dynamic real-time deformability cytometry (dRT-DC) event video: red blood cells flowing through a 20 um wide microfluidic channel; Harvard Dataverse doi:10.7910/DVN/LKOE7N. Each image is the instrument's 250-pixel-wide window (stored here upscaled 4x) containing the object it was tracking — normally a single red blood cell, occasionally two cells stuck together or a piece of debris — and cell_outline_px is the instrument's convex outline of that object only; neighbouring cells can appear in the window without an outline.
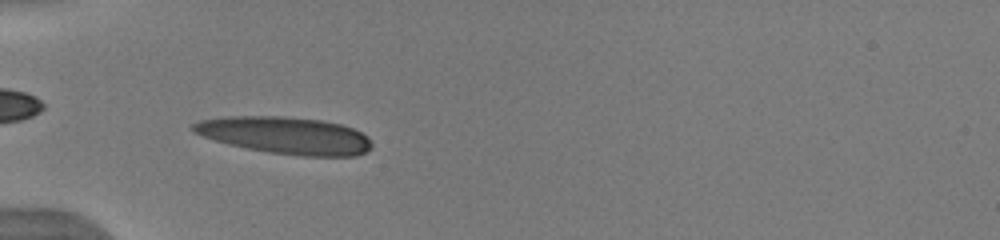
{"species": "human", "species_latin": "Homo sapiens", "temperature_condition": "warm", "stored_images_in_passage": 50, "camera_frame_rate_fps": 3000, "um_per_image_px": 0.085, "donor": {"sex": "male"}, "frame": {"image": 1, "passage_image": 15, "time_ms": 4.667, "image_size_px": [1000, 240], "cell_outline_px": [[372, 148], [356, 156], [304, 156], [272, 152], [248, 148], [216, 140], [192, 132], [188, 128], [192, 124], [200, 120], [228, 116], [284, 116], [320, 120], [340, 124], [352, 128], [368, 136], [372, 144]], "centroid_in_image_um": [24.26, 11.49], "position_along_channel_um": 60.7, "area_um2": 38.38}}
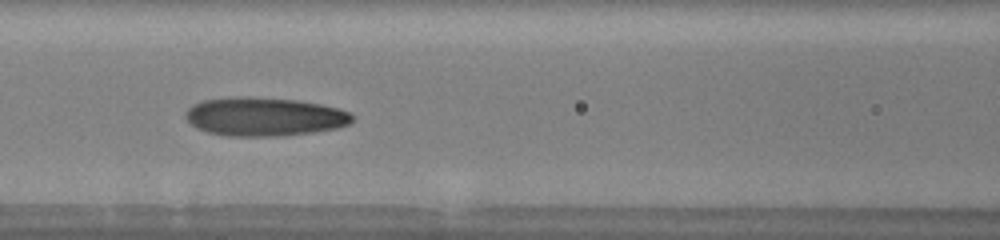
{"frame": {"image": 2, "passage_image": 22, "time_ms": 7.0, "image_size_px": [1000, 240], "cell_outline_px": [[356, 116], [348, 124], [336, 128], [312, 132], [284, 136], [228, 136], [208, 132], [196, 128], [184, 116], [184, 112], [192, 104], [204, 100], [228, 96], [252, 96], [296, 100], [320, 104], [340, 108], [352, 112]], "centroid_in_image_um": [22.47, 9.9], "position_along_channel_um": 144.1, "area_um2": 38.03}, "authors_computed_cell_mechanics": {"area_um2": 35.1135, "velocity_mm_per_s": 3.9409, "shape_relaxation_time_tau1_ms": 5.4216, "shape_relaxation_time_tau2_ms": 1.2063, "deformation_change_tau1": 0.2063, "deformation_change_tau2": 0.0846}}